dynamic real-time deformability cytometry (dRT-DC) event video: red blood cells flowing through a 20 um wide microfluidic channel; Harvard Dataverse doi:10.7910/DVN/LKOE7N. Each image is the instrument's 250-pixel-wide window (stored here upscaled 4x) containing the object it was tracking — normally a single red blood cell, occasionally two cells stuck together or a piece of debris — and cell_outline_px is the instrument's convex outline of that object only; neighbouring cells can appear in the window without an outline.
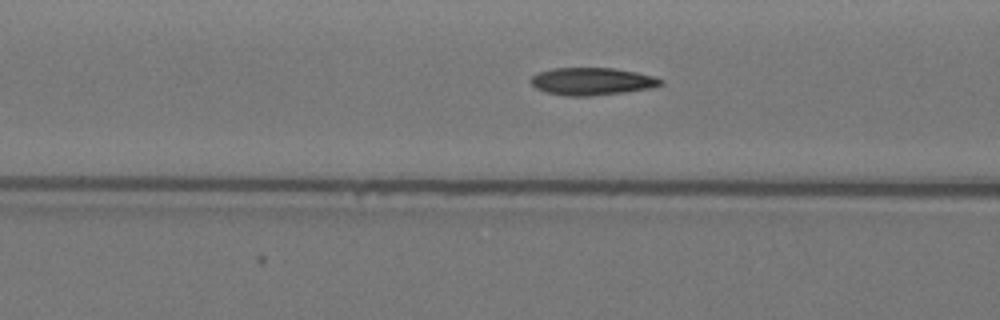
{"species": "Egyptian fruit bat (a non-hibernating species)", "species_latin": "Rousettus aegyptiacus", "temperature_condition": "warm", "stored_images_in_passage": 45, "camera_frame_rate_fps": 3000, "um_per_image_px": 0.085, "animal": {"sex": "female"}, "frame": {"image": 1, "passage_image": 22, "time_ms": 7.0, "image_size_px": [1000, 320], "cell_outline_px": [[664, 84], [648, 88], [624, 92], [588, 96], [568, 96], [544, 92], [536, 88], [528, 80], [536, 72], [552, 68], [612, 68], [636, 72], [656, 76], [664, 80]], "centroid_in_image_um": [50.29, 6.91], "position_along_channel_um": 116.3, "area_um2": 20.92}}
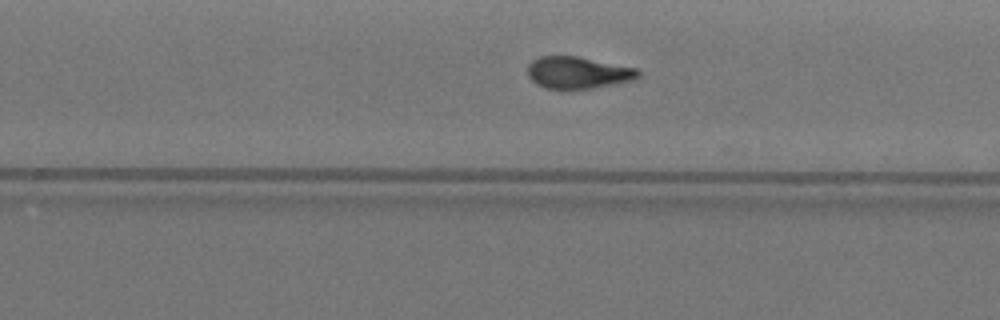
{"frame": {"image": 2, "passage_image": 36, "time_ms": 11.667, "image_size_px": [1000, 320], "cell_outline_px": [[640, 76], [632, 80], [616, 84], [592, 88], [544, 88], [536, 84], [528, 76], [528, 64], [532, 60], [540, 56], [576, 56], [636, 68], [640, 72]], "centroid_in_image_um": [49.11, 6.17], "position_along_channel_um": 280.7, "area_um2": 20.4}}
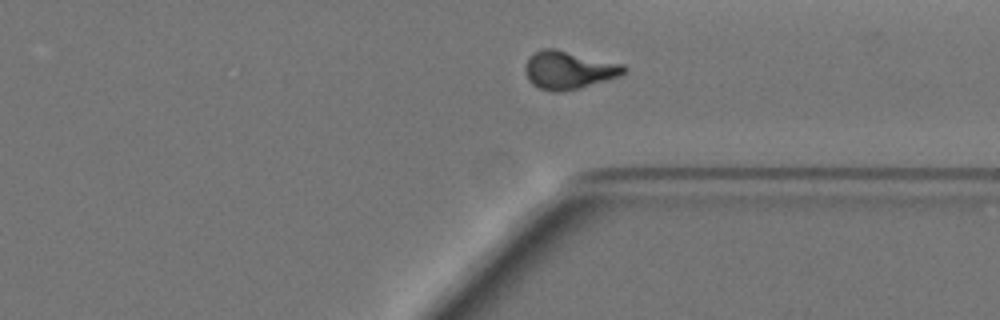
{"frame": {"image": 3, "passage_image": 43, "time_ms": 14.0, "image_size_px": [1000, 320], "cell_outline_px": [[628, 68], [620, 76], [608, 80], [580, 88], [560, 92], [552, 92], [540, 88], [532, 84], [528, 80], [524, 72], [524, 64], [528, 56], [544, 48], [556, 48], [624, 64]], "centroid_in_image_um": [48.32, 5.95], "position_along_channel_um": 363.1, "area_um2": 22.25}}